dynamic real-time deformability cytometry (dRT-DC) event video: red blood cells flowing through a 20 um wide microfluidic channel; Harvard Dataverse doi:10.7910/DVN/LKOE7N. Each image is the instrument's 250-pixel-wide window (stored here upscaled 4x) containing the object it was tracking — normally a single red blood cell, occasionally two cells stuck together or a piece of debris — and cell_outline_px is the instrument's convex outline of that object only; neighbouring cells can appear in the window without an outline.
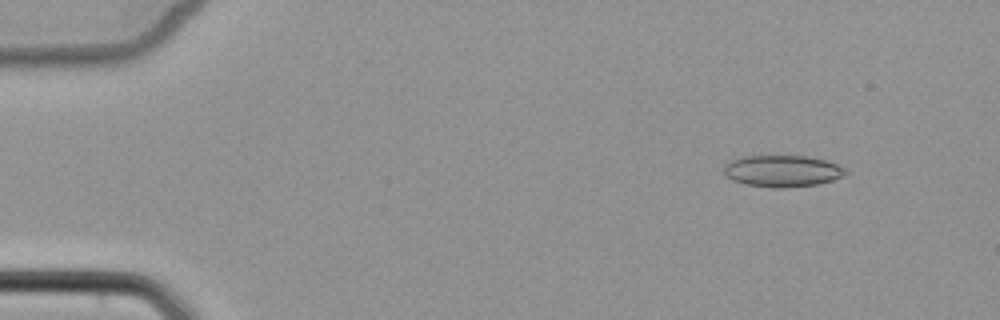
{"species": "common noctule bat (a hibernating species)", "species_latin": "Nyctalus noctula", "temperature_condition": "cold", "stored_images_in_passage": 4, "camera_frame_rate_fps": 3000, "um_per_image_px": 0.085, "animal": {"sex": "female", "body_mass_g": 22.7, "forearm_length_mm": 54.2}, "frame": {"image": 1, "passage_image": 1, "time_ms": 0.0, "image_size_px": [1000, 320], "cell_outline_px": [[848, 172], [844, 176], [832, 180], [816, 184], [784, 188], [776, 188], [744, 184], [732, 180], [724, 172], [724, 164], [728, 160], [744, 156], [808, 156], [824, 160], [836, 164], [844, 168]], "centroid_in_image_um": [66.47, 14.53], "position_along_channel_um": 18.5, "area_um2": 22.43}}